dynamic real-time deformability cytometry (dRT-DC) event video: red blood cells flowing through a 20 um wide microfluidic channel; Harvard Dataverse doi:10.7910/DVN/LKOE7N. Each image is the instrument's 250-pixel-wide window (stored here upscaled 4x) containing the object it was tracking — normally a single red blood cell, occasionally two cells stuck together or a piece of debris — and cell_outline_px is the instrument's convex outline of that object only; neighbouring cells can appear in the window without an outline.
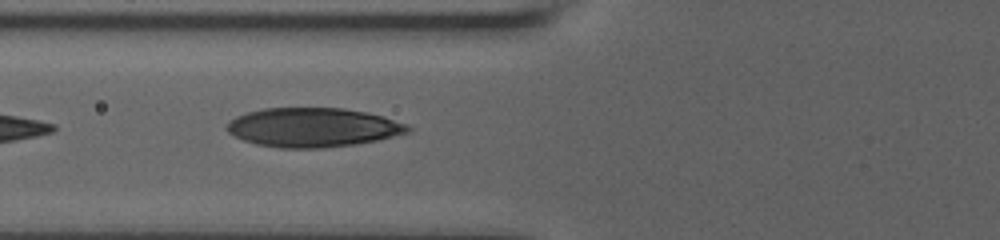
{"species": "human", "species_latin": "Homo sapiens", "temperature_condition": "room temperature", "stored_images_in_passage": 8, "camera_frame_rate_fps": 3000, "um_per_image_px": 0.085, "donor": {"sex": "male"}, "frame": {"image": 1, "passage_image": 5, "time_ms": 3.333, "image_size_px": [1000, 240], "cell_outline_px": [[412, 128], [408, 132], [376, 140], [356, 144], [324, 148], [280, 148], [256, 144], [244, 140], [228, 132], [224, 128], [224, 124], [228, 120], [236, 116], [248, 112], [264, 108], [344, 108], [364, 112], [380, 116], [404, 124]], "centroid_in_image_um": [26.5, 10.83], "position_along_channel_um": 99.3, "area_um2": 41.1}}
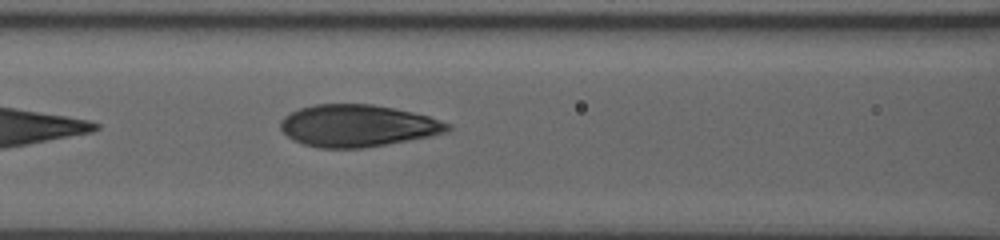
{"frame": {"image": 2, "passage_image": 8, "time_ms": 4.333, "image_size_px": [1000, 240], "cell_outline_px": [[452, 128], [448, 132], [432, 136], [364, 148], [320, 148], [304, 144], [292, 140], [280, 128], [280, 120], [284, 116], [300, 108], [316, 104], [372, 104], [412, 112], [428, 116], [452, 124]], "centroid_in_image_um": [30.41, 10.69], "position_along_channel_um": 136.2, "area_um2": 40.98}}